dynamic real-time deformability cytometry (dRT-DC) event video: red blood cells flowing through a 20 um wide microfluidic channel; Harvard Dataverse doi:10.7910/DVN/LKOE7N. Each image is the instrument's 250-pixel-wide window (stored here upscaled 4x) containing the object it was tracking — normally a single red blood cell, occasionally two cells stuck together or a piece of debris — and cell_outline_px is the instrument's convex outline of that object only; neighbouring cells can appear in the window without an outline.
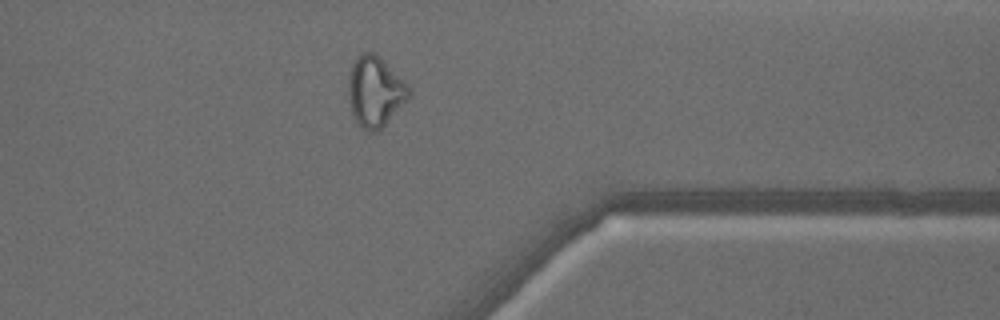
{"species": "common noctule bat (a hibernating species)", "species_latin": "Nyctalus noctula", "temperature_condition": "warm", "stored_images_in_passage": 36, "camera_frame_rate_fps": 3000, "um_per_image_px": 0.085, "animal": {"sex": "male", "body_mass_g": 18.8}, "frame": {"image": 1, "passage_image": 26, "time_ms": 8.333, "image_size_px": [1000, 320], "cell_outline_px": [[412, 92], [384, 124], [376, 132], [368, 132], [356, 120], [352, 112], [348, 96], [348, 80], [352, 64], [364, 52], [372, 52], [404, 80], [408, 84]], "centroid_in_image_um": [31.86, 7.78], "position_along_channel_um": 379.5, "area_um2": 23.87}, "authors_computed_cell_mechanics": {"area_um2": 23.9581, "velocity_mm_per_s": 4.138, "shape_relaxation_time_tau1_ms": null, "shape_relaxation_time_tau2_ms": 1.8065, "deformation_change_tau1": null, "deformation_change_tau2": 0.0902}}